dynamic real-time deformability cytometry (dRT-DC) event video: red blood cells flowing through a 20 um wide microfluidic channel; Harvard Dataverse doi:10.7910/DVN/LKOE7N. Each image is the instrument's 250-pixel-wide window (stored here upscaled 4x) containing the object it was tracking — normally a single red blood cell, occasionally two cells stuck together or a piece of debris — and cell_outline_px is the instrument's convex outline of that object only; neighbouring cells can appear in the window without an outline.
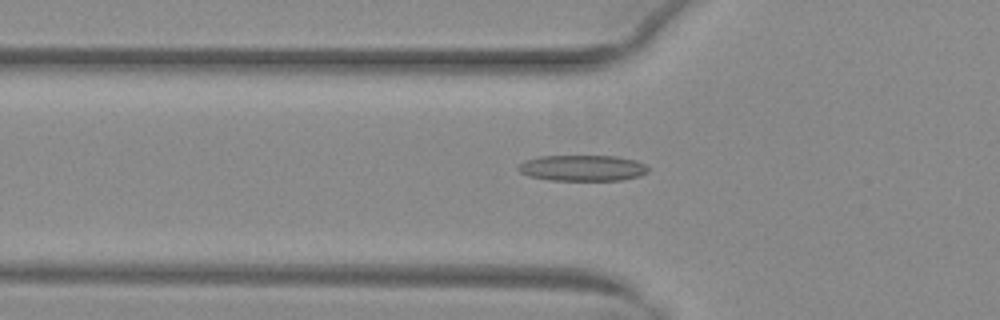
{"species": "common noctule bat (a hibernating species)", "species_latin": "Nyctalus noctula", "temperature_condition": "warm", "stored_images_in_passage": 50, "camera_frame_rate_fps": 3000, "um_per_image_px": 0.085, "animal": {"sex": "female", "body_mass_g": 29.2, "forearm_length_mm": 56.3}, "frame": {"image": 1, "passage_image": 19, "time_ms": 6.0, "image_size_px": [1000, 320], "cell_outline_px": [[648, 172], [640, 176], [620, 180], [548, 180], [528, 176], [520, 172], [516, 168], [524, 160], [540, 156], [616, 156], [636, 160], [644, 164], [648, 168]], "centroid_in_image_um": [49.49, 14.28], "position_along_channel_um": 76.3, "area_um2": 19.71}}
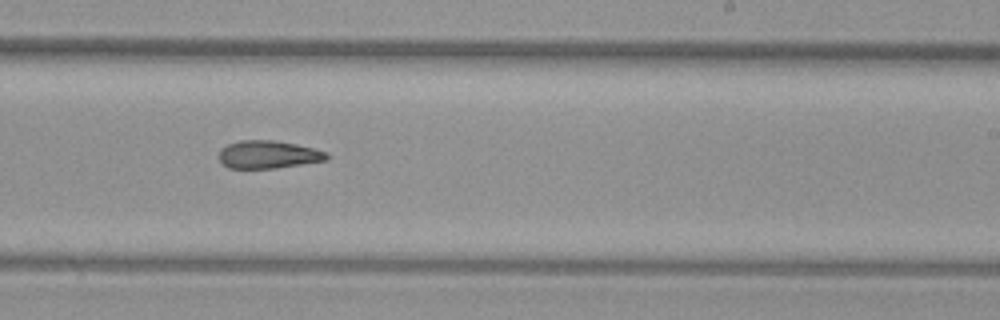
{"frame": {"image": 2, "passage_image": 33, "time_ms": 10.667, "image_size_px": [1000, 320], "cell_outline_px": [[328, 160], [276, 168], [228, 168], [220, 160], [220, 148], [228, 144], [240, 140], [276, 140], [296, 144], [328, 152]], "centroid_in_image_um": [22.81, 13.13], "position_along_channel_um": 266.2, "area_um2": 17.46}}
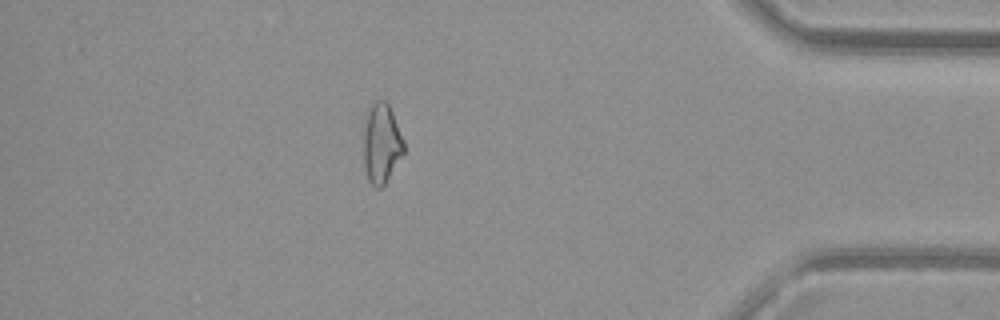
{"frame": {"image": 3, "passage_image": 46, "time_ms": 15.0, "image_size_px": [1000, 320], "cell_outline_px": [[404, 152], [384, 184], [380, 188], [376, 188], [368, 180], [364, 164], [364, 132], [368, 112], [372, 104], [376, 100], [384, 100], [388, 104], [392, 112], [404, 140]], "centroid_in_image_um": [32.43, 12.2], "position_along_channel_um": 402.8, "area_um2": 18.32}}